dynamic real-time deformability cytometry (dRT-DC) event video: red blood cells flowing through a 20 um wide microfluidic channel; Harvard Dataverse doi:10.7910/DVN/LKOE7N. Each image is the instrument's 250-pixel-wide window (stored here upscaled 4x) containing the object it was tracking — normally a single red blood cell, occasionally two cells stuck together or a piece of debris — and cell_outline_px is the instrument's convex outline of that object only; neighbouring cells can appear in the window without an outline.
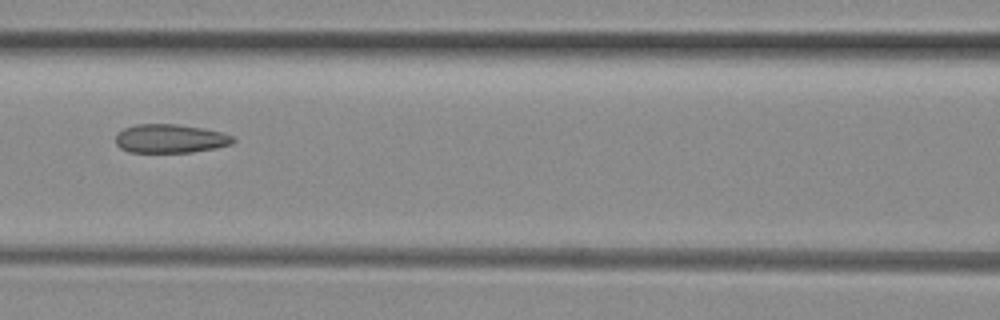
{"species": "common noctule bat (a hibernating species)", "species_latin": "Nyctalus noctula", "temperature_condition": "room temperature", "stored_images_in_passage": 4, "camera_frame_rate_fps": 3000, "um_per_image_px": 0.085, "animal": {"sex": "female", "body_mass_g": 29.2, "forearm_length_mm": 56.3}, "frame": {"image": 1, "passage_image": 4, "time_ms": 1.0, "image_size_px": [1000, 320], "cell_outline_px": [[236, 140], [232, 144], [216, 148], [192, 152], [128, 152], [120, 148], [116, 144], [116, 132], [124, 128], [136, 124], [176, 124], [204, 128], [224, 132], [232, 136]], "centroid_in_image_um": [14.48, 11.78], "position_along_channel_um": 152.1, "area_um2": 19.88}}